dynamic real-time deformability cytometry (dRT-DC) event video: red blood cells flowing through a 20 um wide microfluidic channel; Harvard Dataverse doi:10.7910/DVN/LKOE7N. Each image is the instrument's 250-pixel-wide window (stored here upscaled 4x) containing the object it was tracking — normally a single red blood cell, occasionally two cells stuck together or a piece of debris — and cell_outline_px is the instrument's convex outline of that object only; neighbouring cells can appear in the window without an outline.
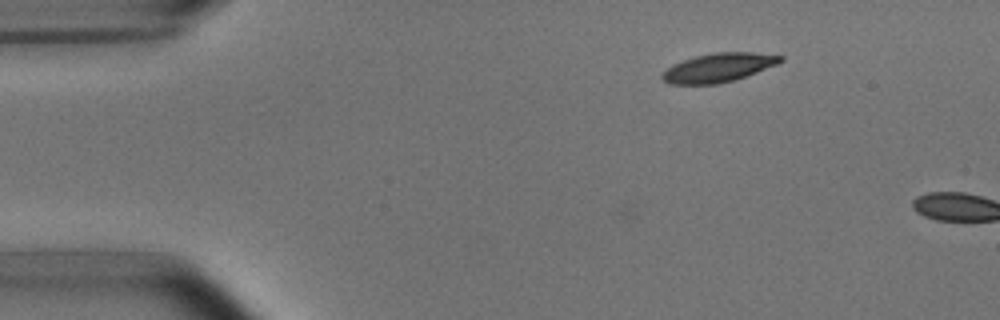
{"species": "common noctule bat (a hibernating species)", "species_latin": "Nyctalus noctula", "temperature_condition": "room temperature", "stored_images_in_passage": 3, "camera_frame_rate_fps": 3000, "um_per_image_px": 0.085, "animal": {"sex": "male", "body_mass_g": 15.6}, "frame": {"image": 1, "passage_image": 2, "time_ms": 1.0, "image_size_px": [1000, 320], "cell_outline_px": [[784, 60], [776, 64], [736, 80], [716, 84], [668, 84], [660, 76], [672, 64], [696, 56], [712, 52], [752, 52], [784, 56]], "centroid_in_image_um": [61.07, 5.74], "position_along_channel_um": 23.9, "area_um2": 19.77}}